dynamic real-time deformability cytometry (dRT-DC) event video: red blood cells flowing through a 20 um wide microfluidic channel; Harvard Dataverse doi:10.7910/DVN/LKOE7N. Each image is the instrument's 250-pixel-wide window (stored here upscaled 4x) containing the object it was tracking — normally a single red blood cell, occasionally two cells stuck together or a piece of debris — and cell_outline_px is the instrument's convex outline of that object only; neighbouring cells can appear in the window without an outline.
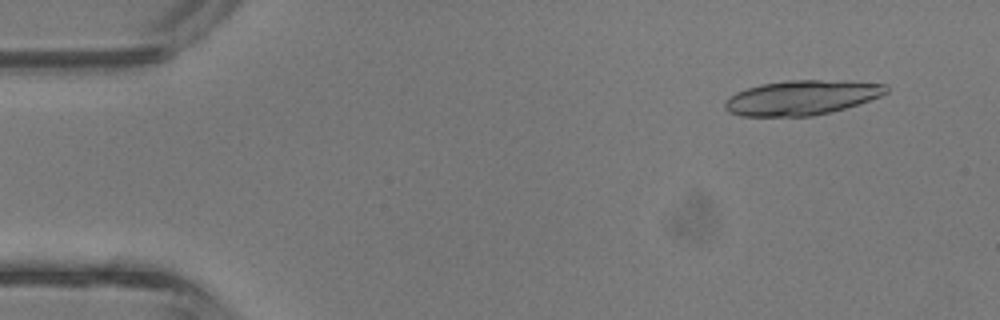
{"species": "common noctule bat (a hibernating species)", "species_latin": "Nyctalus noctula", "temperature_condition": "room temperature", "stored_images_in_passage": 15, "camera_frame_rate_fps": 3000, "um_per_image_px": 0.085, "animal": {"sex": "male", "body_mass_g": 13.3}, "frame": {"image": 1, "passage_image": 4, "time_ms": 1.0, "image_size_px": [1000, 320], "cell_outline_px": [[888, 92], [880, 96], [844, 108], [812, 116], [740, 116], [728, 112], [724, 108], [724, 100], [728, 96], [736, 92], [760, 84], [788, 80], [844, 80], [888, 84]], "centroid_in_image_um": [68.11, 8.29], "position_along_channel_um": 16.9, "area_um2": 32.71}}